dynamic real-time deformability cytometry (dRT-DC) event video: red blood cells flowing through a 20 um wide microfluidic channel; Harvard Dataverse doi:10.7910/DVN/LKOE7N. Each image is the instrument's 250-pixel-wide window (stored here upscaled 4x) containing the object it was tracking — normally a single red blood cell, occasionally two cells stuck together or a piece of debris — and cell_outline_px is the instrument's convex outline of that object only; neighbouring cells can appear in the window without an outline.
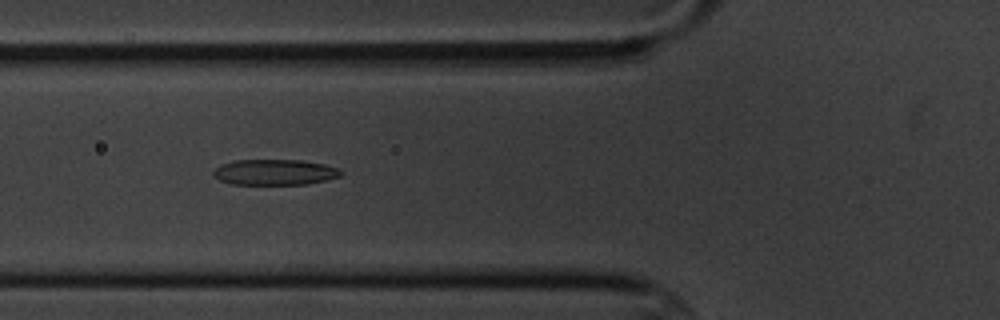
{"species": "common noctule bat (a hibernating species)", "species_latin": "Nyctalus noctula", "temperature_condition": "cold", "stored_images_in_passage": 7, "camera_frame_rate_fps": 3000, "um_per_image_px": 0.085, "animal": {"sex": "male", "body_mass_g": 20.1, "forearm_length_mm": 53.5}, "frame": {"image": 1, "passage_image": 6, "time_ms": 6.0, "image_size_px": [1000, 320], "cell_outline_px": [[344, 172], [340, 176], [308, 184], [232, 184], [220, 180], [212, 176], [212, 172], [220, 164], [232, 160], [300, 160], [324, 164], [340, 168]], "centroid_in_image_um": [23.34, 14.63], "position_along_channel_um": 102.5, "area_um2": 19.19}}
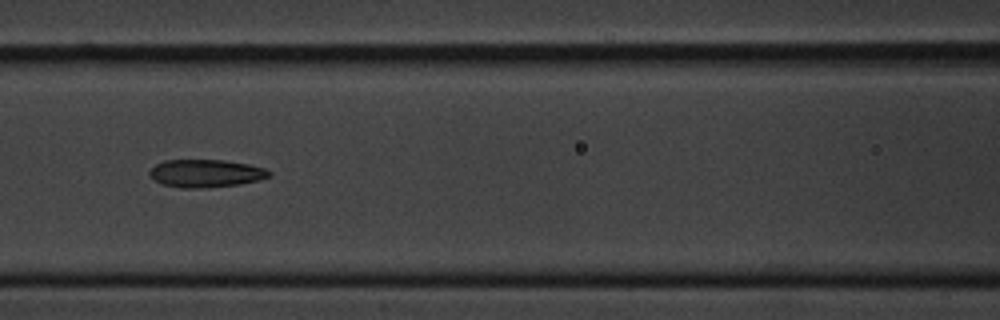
{"frame": {"image": 2, "passage_image": 7, "time_ms": 7.333, "image_size_px": [1000, 320], "cell_outline_px": [[272, 176], [260, 180], [240, 184], [204, 188], [180, 188], [164, 184], [156, 180], [148, 172], [156, 164], [164, 160], [224, 160], [248, 164], [264, 168], [272, 172]], "centroid_in_image_um": [17.54, 14.73], "position_along_channel_um": 149.1, "area_um2": 19.36}}